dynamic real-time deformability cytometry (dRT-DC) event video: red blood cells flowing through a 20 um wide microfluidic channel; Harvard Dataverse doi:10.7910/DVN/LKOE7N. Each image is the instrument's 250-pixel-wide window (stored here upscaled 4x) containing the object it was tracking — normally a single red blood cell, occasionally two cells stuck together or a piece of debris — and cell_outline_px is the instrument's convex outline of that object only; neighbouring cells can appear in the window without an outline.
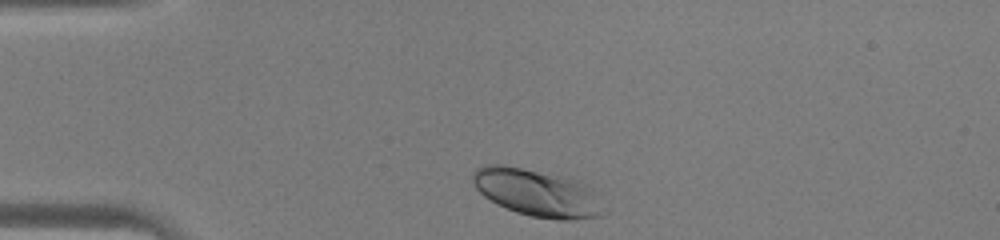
{"species": "human", "species_latin": "Homo sapiens", "temperature_condition": "warm", "stored_images_in_passage": 29, "camera_frame_rate_fps": 3000, "um_per_image_px": 0.085, "donor": {"sex": "male"}, "frame": {"image": 1, "passage_image": 1, "time_ms": 0.0, "image_size_px": [1000, 240], "cell_outline_px": [[600, 216], [568, 220], [556, 220], [532, 216], [516, 212], [496, 204], [484, 196], [476, 188], [472, 180], [472, 172], [476, 168], [484, 164], [504, 164], [568, 176], [580, 180], [600, 212]], "centroid_in_image_um": [45.46, 16.34], "position_along_channel_um": 39.5, "area_um2": 35.26}}
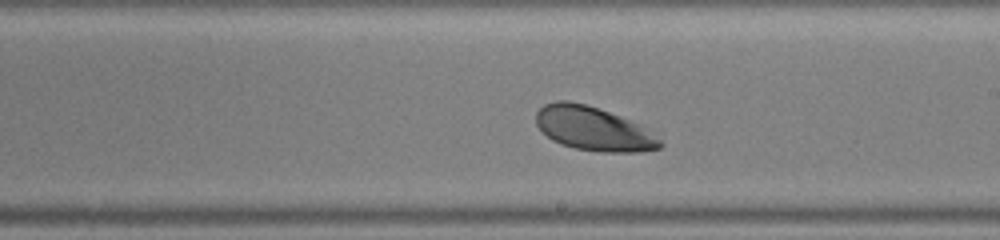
{"frame": {"image": 2, "passage_image": 17, "time_ms": 5.333, "image_size_px": [1000, 240], "cell_outline_px": [[664, 144], [660, 148], [640, 152], [600, 152], [576, 148], [560, 144], [552, 140], [536, 124], [536, 112], [544, 104], [556, 100], [568, 100], [584, 104], [620, 116], [636, 124], [660, 140]], "centroid_in_image_um": [50.38, 10.94], "position_along_channel_um": 238.6, "area_um2": 31.15}}
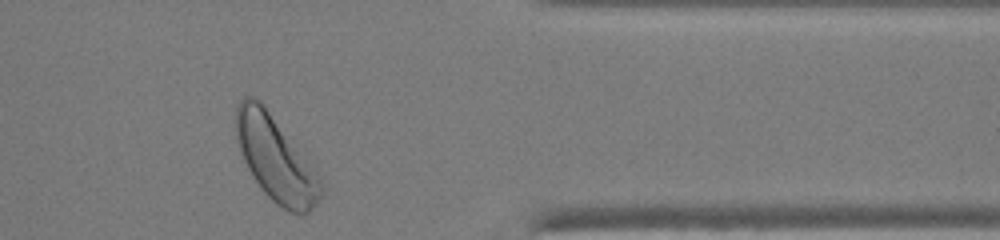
{"frame": {"image": 3, "passage_image": 28, "time_ms": 9.0, "image_size_px": [1000, 240], "cell_outline_px": [[324, 192], [316, 204], [308, 212], [288, 212], [276, 204], [264, 192], [252, 176], [240, 152], [236, 140], [236, 104], [244, 96], [252, 96], [260, 100], [264, 104], [312, 164], [320, 176], [324, 184]], "centroid_in_image_um": [23.44, 13.48], "position_along_channel_um": 388.0, "area_um2": 42.25}}